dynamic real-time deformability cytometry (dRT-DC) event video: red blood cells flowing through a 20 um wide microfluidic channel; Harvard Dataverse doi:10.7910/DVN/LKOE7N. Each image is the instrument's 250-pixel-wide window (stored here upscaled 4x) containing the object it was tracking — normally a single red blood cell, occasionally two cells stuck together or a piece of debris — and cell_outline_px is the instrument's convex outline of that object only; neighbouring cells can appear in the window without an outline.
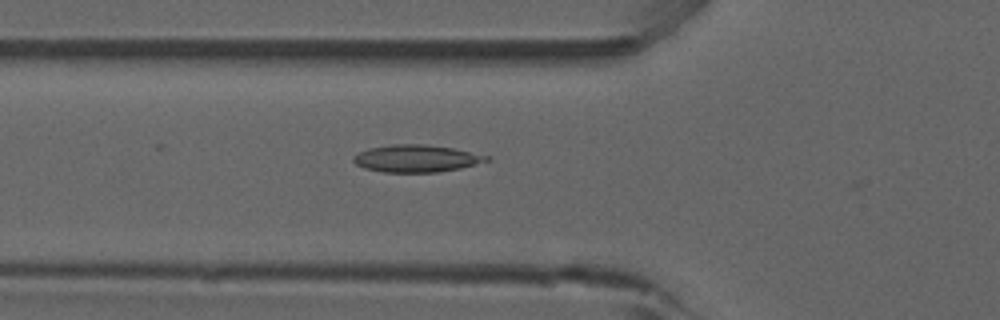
{"species": "common noctule bat (a hibernating species)", "species_latin": "Nyctalus noctula", "temperature_condition": "room temperature", "stored_images_in_passage": 41, "camera_frame_rate_fps": 3000, "um_per_image_px": 0.085, "animal": {"sex": "male", "forearm_length_mm": 52.5}, "frame": {"image": 1, "passage_image": 7, "time_ms": 2.0, "image_size_px": [1000, 320], "cell_outline_px": [[492, 160], [460, 168], [440, 172], [384, 172], [364, 168], [356, 164], [352, 160], [352, 156], [368, 148], [392, 144], [424, 144], [452, 148], [488, 156]], "centroid_in_image_um": [35.37, 13.47], "position_along_channel_um": 90.4, "area_um2": 21.1}}
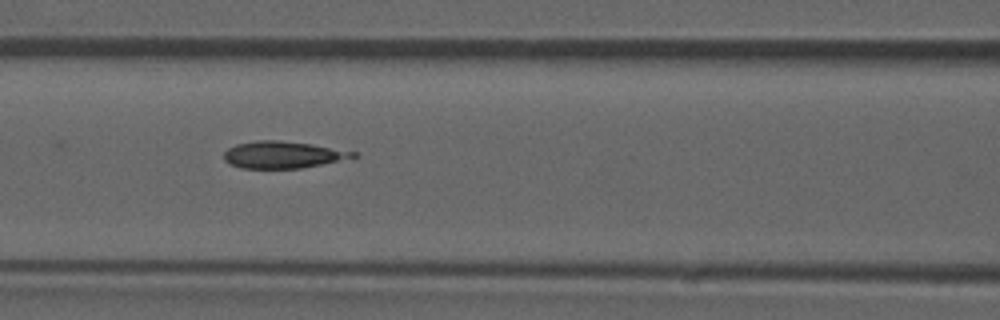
{"frame": {"image": 2, "passage_image": 11, "time_ms": 3.333, "image_size_px": [1000, 320], "cell_outline_px": [[356, 156], [352, 160], [300, 168], [240, 168], [228, 164], [224, 160], [224, 152], [228, 148], [236, 144], [260, 140], [280, 140], [312, 144], [356, 152]], "centroid_in_image_um": [24.09, 13.16], "position_along_channel_um": 142.5, "area_um2": 20.58}}